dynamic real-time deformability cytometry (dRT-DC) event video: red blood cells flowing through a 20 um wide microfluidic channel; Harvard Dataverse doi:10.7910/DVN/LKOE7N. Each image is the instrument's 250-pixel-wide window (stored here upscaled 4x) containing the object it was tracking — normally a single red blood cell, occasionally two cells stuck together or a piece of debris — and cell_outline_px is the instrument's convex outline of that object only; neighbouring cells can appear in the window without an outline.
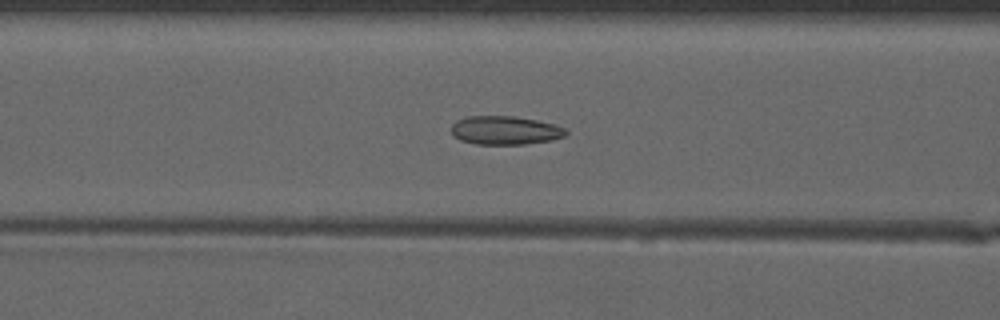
{"species": "common noctule bat (a hibernating species)", "species_latin": "Nyctalus noctula", "temperature_condition": "warm", "stored_images_in_passage": 38, "camera_frame_rate_fps": 3000, "um_per_image_px": 0.085, "animal": {"sex": "male", "forearm_length_mm": 52.5}, "frame": {"image": 1, "passage_image": 15, "time_ms": 4.667, "image_size_px": [1000, 320], "cell_outline_px": [[568, 132], [564, 136], [552, 140], [524, 144], [476, 144], [460, 140], [452, 136], [452, 124], [456, 120], [468, 116], [512, 116], [536, 120], [556, 124], [564, 128]], "centroid_in_image_um": [42.92, 11.08], "position_along_channel_um": 123.7, "area_um2": 19.13}}
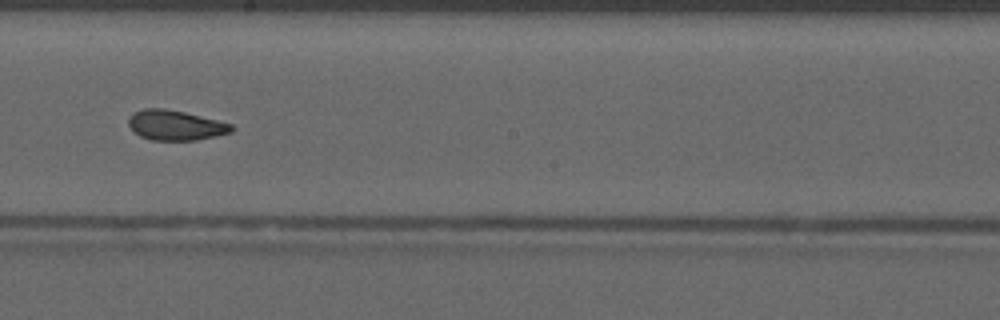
{"frame": {"image": 2, "passage_image": 23, "time_ms": 7.333, "image_size_px": [1000, 320], "cell_outline_px": [[236, 128], [232, 132], [196, 140], [152, 140], [140, 136], [128, 124], [128, 120], [132, 112], [144, 108], [164, 108], [184, 112], [232, 124]], "centroid_in_image_um": [14.91, 10.64], "position_along_channel_um": 233.3, "area_um2": 17.92}}
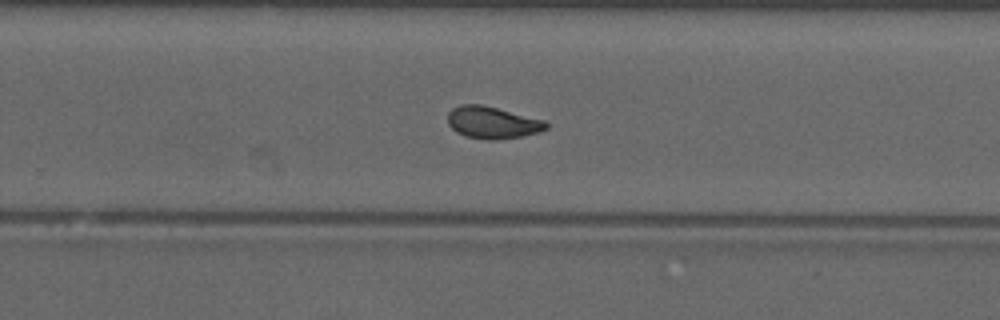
{"frame": {"image": 3, "passage_image": 27, "time_ms": 8.667, "image_size_px": [1000, 320], "cell_outline_px": [[548, 128], [540, 132], [520, 136], [496, 140], [488, 140], [464, 136], [456, 132], [448, 124], [448, 112], [452, 108], [460, 104], [480, 104], [544, 120], [548, 124]], "centroid_in_image_um": [41.83, 10.42], "position_along_channel_um": 288.0, "area_um2": 18.32}, "authors_computed_cell_mechanics": {"area_um2": 18.4382, "velocity_mm_per_s": 4.1116, "shape_relaxation_time_tau1_ms": null, "shape_relaxation_time_tau2_ms": 1.2403, "deformation_change_tau1": null, "deformation_change_tau2": 0.0726}}